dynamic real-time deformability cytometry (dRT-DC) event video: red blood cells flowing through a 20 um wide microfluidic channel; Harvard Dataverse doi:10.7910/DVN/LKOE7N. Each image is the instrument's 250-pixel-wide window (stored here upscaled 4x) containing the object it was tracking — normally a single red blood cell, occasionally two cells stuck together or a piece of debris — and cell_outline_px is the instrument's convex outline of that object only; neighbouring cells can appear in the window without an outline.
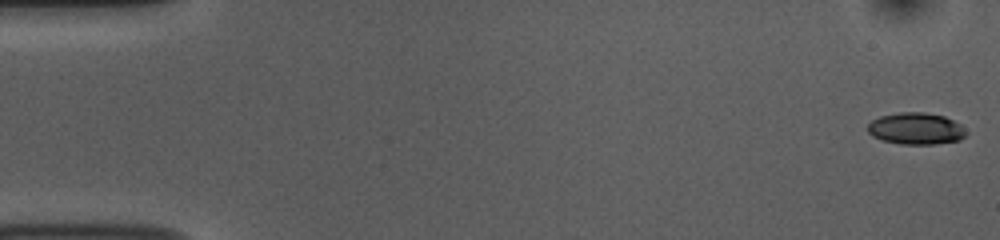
{"species": "common noctule bat (a hibernating species)", "species_latin": "Nyctalus noctula", "temperature_condition": "room temperature", "stored_images_in_passage": 53, "camera_frame_rate_fps": 3000, "um_per_image_px": 0.085, "animal": {"sex": "female", "body_mass_g": 10.0, "forearm_length_mm": 53.1}, "frame": {"image": 1, "passage_image": 1, "time_ms": 0.0, "image_size_px": [1000, 240], "cell_outline_px": [[964, 136], [960, 140], [936, 144], [900, 144], [880, 140], [872, 136], [868, 132], [868, 124], [872, 120], [880, 116], [900, 112], [924, 112], [944, 116], [960, 124], [964, 128]], "centroid_in_image_um": [77.82, 10.93], "position_along_channel_um": 7.2, "area_um2": 18.21}}
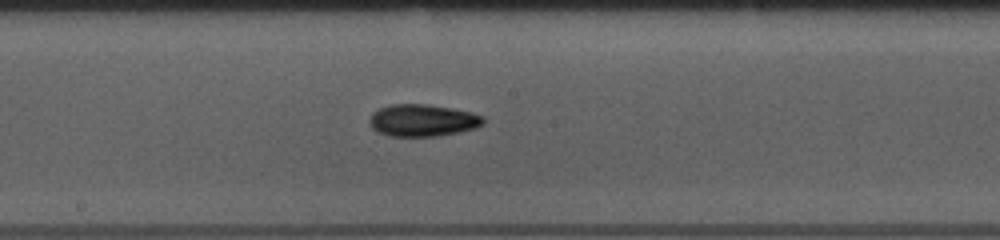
{"frame": {"image": 2, "passage_image": 28, "time_ms": 9.0, "image_size_px": [1000, 240], "cell_outline_px": [[484, 124], [476, 128], [460, 132], [440, 136], [388, 136], [376, 132], [368, 124], [368, 120], [372, 112], [388, 104], [428, 104], [452, 108], [472, 112], [484, 116]], "centroid_in_image_um": [35.91, 10.23], "position_along_channel_um": 212.3, "area_um2": 21.73}}
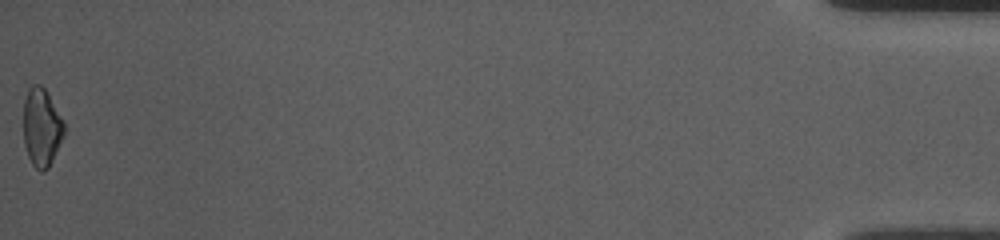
{"frame": {"image": 3, "passage_image": 53, "time_ms": 17.333, "image_size_px": [1000, 240], "cell_outline_px": [[64, 136], [48, 168], [40, 172], [32, 164], [28, 156], [24, 144], [24, 100], [28, 88], [32, 84], [40, 84], [44, 88], [64, 120]], "centroid_in_image_um": [3.54, 10.82], "position_along_channel_um": 431.7, "area_um2": 18.5}, "authors_computed_cell_mechanics": {"area_um2": 19.363, "velocity_mm_per_s": 3.8114, "shape_relaxation_time_tau1_ms": 5.2298, "shape_relaxation_time_tau2_ms": 7.6991, "deformation_change_tau1": 0.1263, "deformation_change_tau2": 0.1399}}